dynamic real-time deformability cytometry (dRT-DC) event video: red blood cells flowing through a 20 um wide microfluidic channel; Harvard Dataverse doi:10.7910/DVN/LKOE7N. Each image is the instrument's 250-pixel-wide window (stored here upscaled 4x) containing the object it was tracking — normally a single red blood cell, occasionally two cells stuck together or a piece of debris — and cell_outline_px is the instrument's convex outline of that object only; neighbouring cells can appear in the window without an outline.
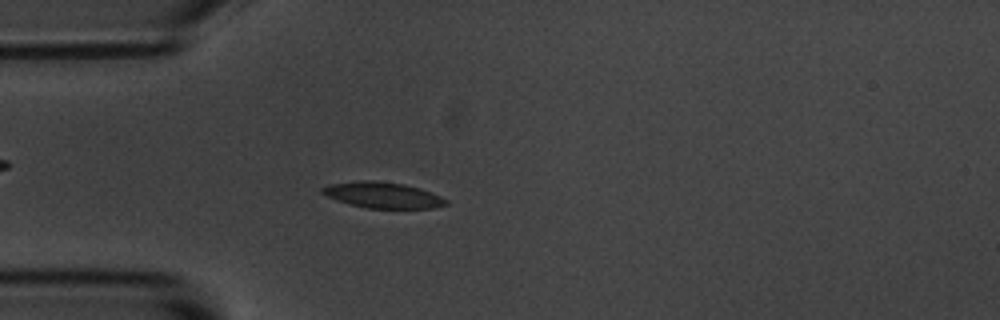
{"species": "common noctule bat (a hibernating species)", "species_latin": "Nyctalus noctula", "temperature_condition": "room temperature", "stored_images_in_passage": 49, "camera_frame_rate_fps": 3000, "um_per_image_px": 0.085, "animal": {"sex": "male", "body_mass_g": 20.1, "forearm_length_mm": 53.5}, "frame": {"image": 1, "passage_image": 9, "time_ms": 2.667, "image_size_px": [1000, 320], "cell_outline_px": [[448, 204], [432, 208], [368, 208], [348, 204], [336, 200], [320, 192], [320, 188], [328, 184], [360, 180], [372, 180], [404, 184], [420, 188], [440, 196], [448, 200]], "centroid_in_image_um": [32.5, 16.57], "position_along_channel_um": 52.5, "area_um2": 18.73}}
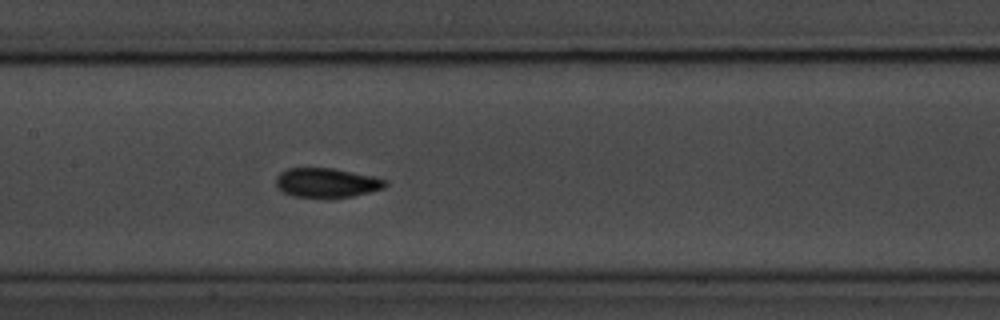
{"frame": {"image": 2, "passage_image": 20, "time_ms": 6.333, "image_size_px": [1000, 320], "cell_outline_px": [[388, 184], [384, 188], [352, 196], [292, 196], [276, 188], [276, 176], [280, 172], [288, 168], [332, 168], [372, 176], [388, 180]], "centroid_in_image_um": [27.75, 15.51], "position_along_channel_um": 179.7, "area_um2": 18.38}}
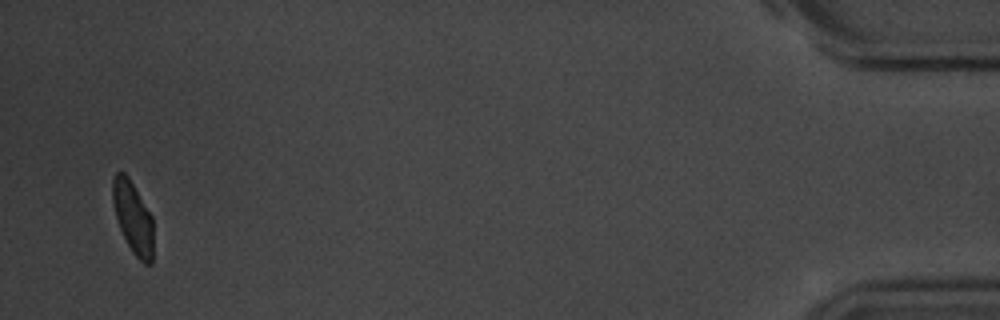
{"frame": {"image": 3, "passage_image": 47, "time_ms": 15.333, "image_size_px": [1000, 320], "cell_outline_px": [[152, 264], [144, 264], [132, 252], [120, 228], [116, 216], [112, 200], [112, 176], [116, 172], [124, 172], [128, 176], [152, 216]], "centroid_in_image_um": [11.29, 18.46], "position_along_channel_um": 423.9, "area_um2": 16.88}, "authors_computed_cell_mechanics": {"area_um2": 17.9758, "velocity_mm_per_s": 3.6563, "shape_relaxation_time_tau1_ms": 3.072, "shape_relaxation_time_tau2_ms": 1.6123, "deformation_change_tau1": 0.1337, "deformation_change_tau2": 0.0583}}